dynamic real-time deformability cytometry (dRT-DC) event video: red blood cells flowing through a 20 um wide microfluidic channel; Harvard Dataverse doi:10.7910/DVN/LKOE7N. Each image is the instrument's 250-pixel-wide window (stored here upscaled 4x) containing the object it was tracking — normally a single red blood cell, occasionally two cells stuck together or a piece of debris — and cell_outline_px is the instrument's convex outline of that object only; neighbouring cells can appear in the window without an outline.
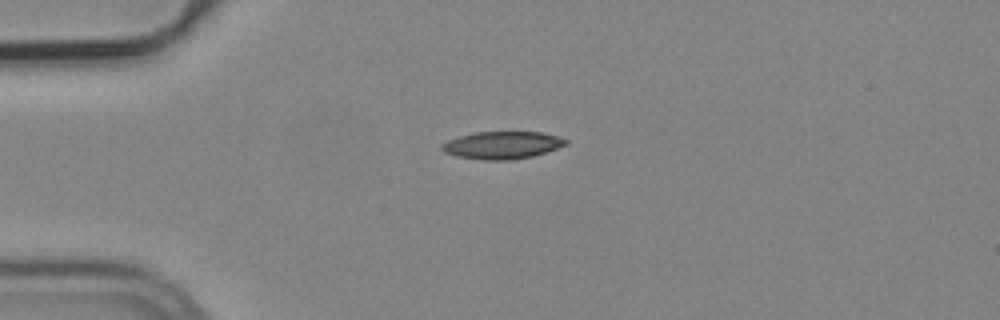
{"species": "common noctule bat (a hibernating species)", "species_latin": "Nyctalus noctula", "temperature_condition": "cold", "stored_images_in_passage": 8, "camera_frame_rate_fps": 3000, "um_per_image_px": 0.085, "animal": {"sex": "male", "body_mass_g": 19.2, "forearm_length_mm": 51.8}, "frame": {"image": 1, "passage_image": 1, "time_ms": 0.0, "image_size_px": [1000, 320], "cell_outline_px": [[568, 144], [532, 156], [508, 160], [484, 160], [456, 156], [444, 152], [440, 148], [440, 144], [448, 140], [460, 136], [476, 132], [540, 132], [556, 136], [568, 140]], "centroid_in_image_um": [42.65, 12.34], "position_along_channel_um": 42.4, "area_um2": 19.65}}
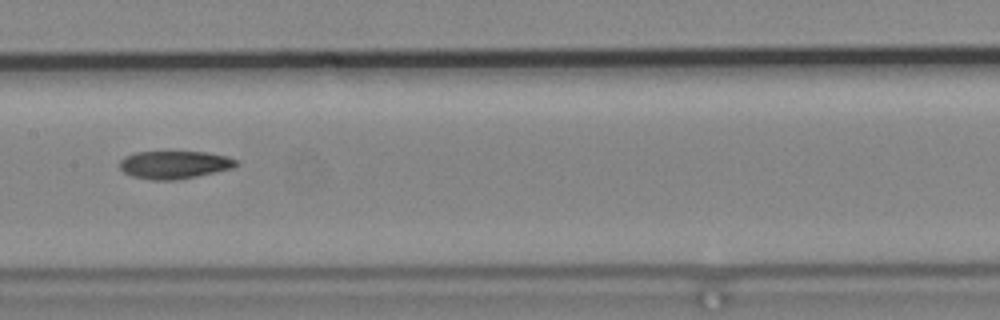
{"frame": {"image": 2, "passage_image": 5, "time_ms": 1.333, "image_size_px": [1000, 320], "cell_outline_px": [[240, 164], [232, 168], [196, 176], [176, 180], [152, 180], [132, 176], [124, 172], [120, 168], [120, 160], [124, 156], [136, 152], [208, 152], [228, 156], [236, 160]], "centroid_in_image_um": [14.82, 14.0], "position_along_channel_um": 192.6, "area_um2": 18.9}}
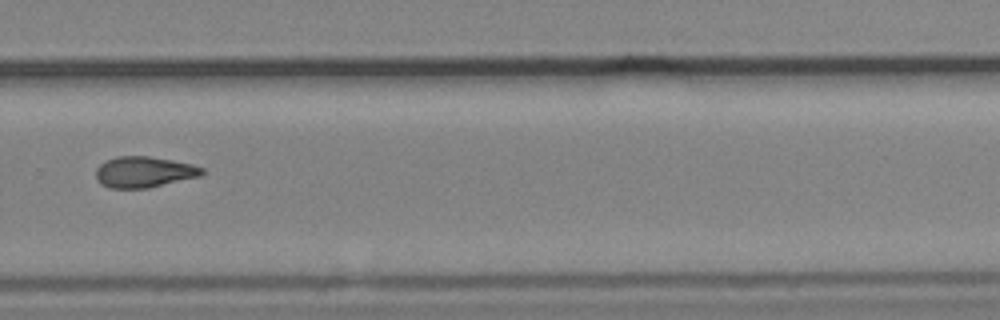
{"frame": {"image": 3, "passage_image": 8, "time_ms": 2.333, "image_size_px": [1000, 320], "cell_outline_px": [[204, 172], [200, 176], [148, 188], [108, 188], [100, 184], [96, 180], [96, 168], [104, 160], [116, 156], [148, 156], [172, 160], [192, 164], [204, 168]], "centroid_in_image_um": [12.2, 14.62], "position_along_channel_um": 317.6, "area_um2": 19.31}}